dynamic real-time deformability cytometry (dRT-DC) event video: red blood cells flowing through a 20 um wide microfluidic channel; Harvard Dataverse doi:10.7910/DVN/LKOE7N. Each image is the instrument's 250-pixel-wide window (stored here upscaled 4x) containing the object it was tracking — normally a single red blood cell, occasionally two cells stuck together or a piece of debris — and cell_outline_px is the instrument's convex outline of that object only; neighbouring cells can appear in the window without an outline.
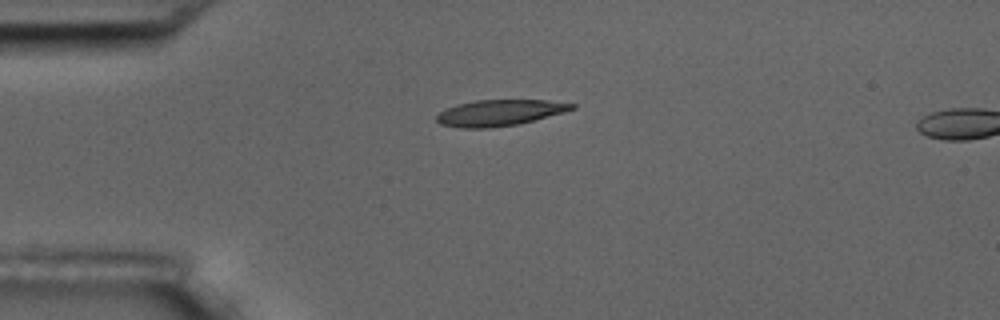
{"species": "common noctule bat (a hibernating species)", "species_latin": "Nyctalus noctula", "temperature_condition": "room temperature", "stored_images_in_passage": 4, "camera_frame_rate_fps": 3000, "um_per_image_px": 0.085, "animal": {"sex": "male", "body_mass_g": 17.5, "forearm_length_mm": 52.3}, "frame": {"image": 1, "passage_image": 1, "time_ms": 0.0, "image_size_px": [1000, 320], "cell_outline_px": [[576, 108], [564, 112], [520, 124], [488, 128], [464, 128], [440, 124], [436, 120], [436, 116], [440, 112], [456, 104], [476, 100], [544, 100], [576, 104]], "centroid_in_image_um": [42.47, 9.59], "position_along_channel_um": 42.5, "area_um2": 20.52}}